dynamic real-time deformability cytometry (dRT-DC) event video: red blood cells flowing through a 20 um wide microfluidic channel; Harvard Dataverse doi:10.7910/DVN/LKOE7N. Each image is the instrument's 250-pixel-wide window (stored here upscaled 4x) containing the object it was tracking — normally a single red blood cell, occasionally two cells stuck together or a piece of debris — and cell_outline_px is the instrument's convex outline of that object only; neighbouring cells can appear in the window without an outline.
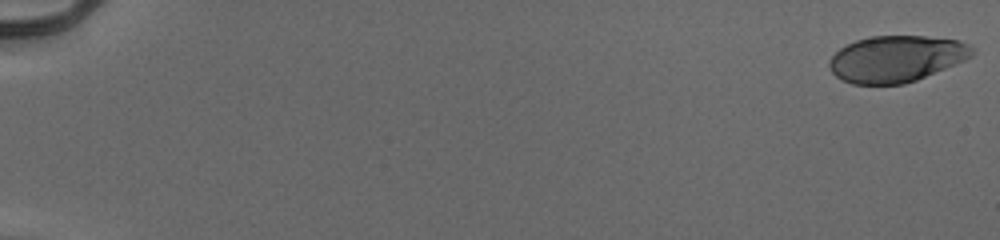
{"species": "human", "species_latin": "Homo sapiens", "temperature_condition": "cold", "stored_images_in_passage": 55, "camera_frame_rate_fps": 3000, "um_per_image_px": 0.085, "donor": {"sex": "male"}, "frame": {"image": 1, "passage_image": 1, "time_ms": 0.0, "image_size_px": [1000, 240], "cell_outline_px": [[976, 52], [972, 56], [956, 64], [916, 80], [904, 84], [852, 84], [836, 76], [828, 68], [828, 60], [840, 48], [856, 40], [868, 36], [924, 36], [960, 40], [976, 48]], "centroid_in_image_um": [76.2, 4.99], "position_along_channel_um": 8.8, "area_um2": 38.78}}
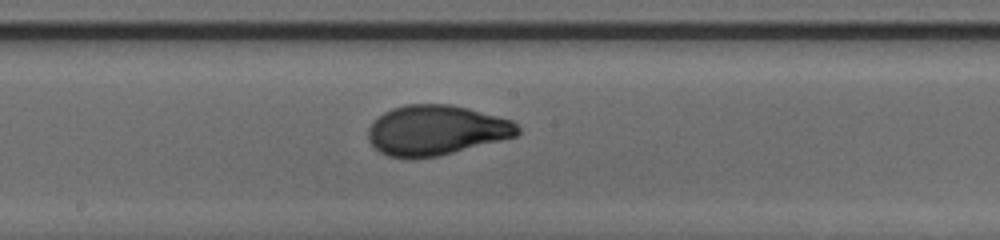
{"frame": {"image": 2, "passage_image": 32, "time_ms": 10.333, "image_size_px": [1000, 240], "cell_outline_px": [[520, 132], [516, 136], [440, 156], [388, 156], [380, 152], [368, 140], [368, 128], [372, 120], [384, 112], [392, 108], [404, 104], [452, 104], [468, 108], [512, 120], [520, 128]], "centroid_in_image_um": [37.07, 11.04], "position_along_channel_um": 211.1, "area_um2": 43.29}}
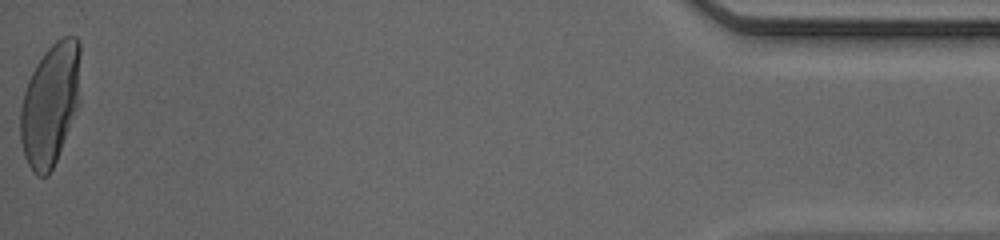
{"frame": {"image": 3, "passage_image": 55, "time_ms": 18.0, "image_size_px": [1000, 240], "cell_outline_px": [[80, 52], [76, 108], [56, 160], [48, 176], [36, 176], [32, 172], [24, 156], [20, 140], [20, 108], [24, 92], [28, 80], [36, 64], [44, 52], [56, 40], [64, 36], [76, 36], [80, 44]], "centroid_in_image_um": [4.22, 8.86], "position_along_channel_um": 431.0, "area_um2": 42.08}, "authors_computed_cell_mechanics": {"area_um2": 41.7894, "velocity_mm_per_s": 3.9398, "shape_relaxation_time_tau1_ms": 4.4438, "shape_relaxation_time_tau2_ms": null, "deformation_change_tau1": 0.2104, "deformation_change_tau2": null}}